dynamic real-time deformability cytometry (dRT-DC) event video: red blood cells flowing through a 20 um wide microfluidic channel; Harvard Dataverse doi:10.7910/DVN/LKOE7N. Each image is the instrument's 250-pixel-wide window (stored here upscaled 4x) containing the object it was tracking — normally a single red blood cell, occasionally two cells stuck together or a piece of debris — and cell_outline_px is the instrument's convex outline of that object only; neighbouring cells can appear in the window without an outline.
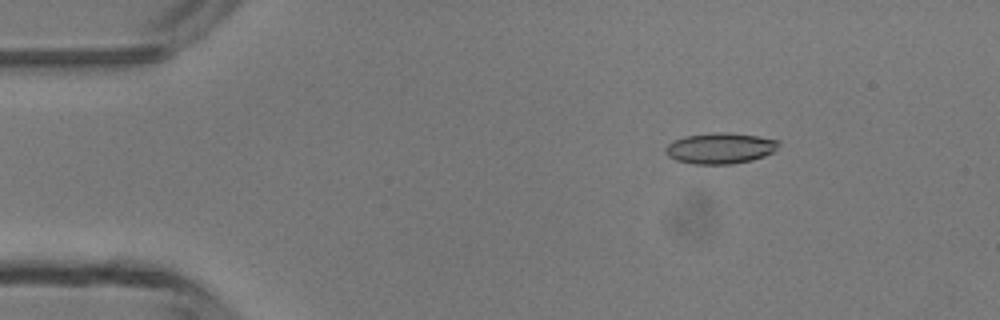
{"species": "common noctule bat (a hibernating species)", "species_latin": "Nyctalus noctula", "temperature_condition": "room temperature", "stored_images_in_passage": 4, "camera_frame_rate_fps": 3000, "um_per_image_px": 0.085, "animal": {"sex": "male", "body_mass_g": 13.3}, "frame": {"image": 1, "passage_image": 2, "time_ms": 1.333, "image_size_px": [1000, 320], "cell_outline_px": [[780, 140], [776, 148], [772, 152], [764, 156], [752, 160], [732, 164], [692, 164], [676, 160], [668, 156], [664, 152], [664, 148], [668, 144], [684, 136], [716, 132], [724, 132], [756, 136]], "centroid_in_image_um": [61.19, 12.61], "position_along_channel_um": 23.8, "area_um2": 20.29}}